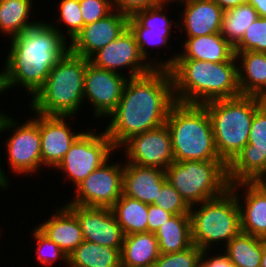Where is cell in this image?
<instances>
[{"mask_svg": "<svg viewBox=\"0 0 266 267\" xmlns=\"http://www.w3.org/2000/svg\"><path fill=\"white\" fill-rule=\"evenodd\" d=\"M175 103L169 69L154 68L142 76L128 78L104 132L118 150L132 136L164 125Z\"/></svg>", "mask_w": 266, "mask_h": 267, "instance_id": "6da1fadb", "label": "cell"}, {"mask_svg": "<svg viewBox=\"0 0 266 267\" xmlns=\"http://www.w3.org/2000/svg\"><path fill=\"white\" fill-rule=\"evenodd\" d=\"M57 28L40 20L10 38V51L0 70V94L20 85L33 97L44 85L50 70L69 51L64 32Z\"/></svg>", "mask_w": 266, "mask_h": 267, "instance_id": "7a4b0ae2", "label": "cell"}, {"mask_svg": "<svg viewBox=\"0 0 266 267\" xmlns=\"http://www.w3.org/2000/svg\"><path fill=\"white\" fill-rule=\"evenodd\" d=\"M234 55L228 62L176 60L169 68L176 102L204 105L241 95Z\"/></svg>", "mask_w": 266, "mask_h": 267, "instance_id": "3957f363", "label": "cell"}, {"mask_svg": "<svg viewBox=\"0 0 266 267\" xmlns=\"http://www.w3.org/2000/svg\"><path fill=\"white\" fill-rule=\"evenodd\" d=\"M87 59L68 51L50 70L44 85L29 102L31 111L44 115L74 116L84 102Z\"/></svg>", "mask_w": 266, "mask_h": 267, "instance_id": "277c9868", "label": "cell"}, {"mask_svg": "<svg viewBox=\"0 0 266 267\" xmlns=\"http://www.w3.org/2000/svg\"><path fill=\"white\" fill-rule=\"evenodd\" d=\"M166 125L171 133L175 161H222L203 105L176 102L169 111Z\"/></svg>", "mask_w": 266, "mask_h": 267, "instance_id": "5b68a950", "label": "cell"}, {"mask_svg": "<svg viewBox=\"0 0 266 267\" xmlns=\"http://www.w3.org/2000/svg\"><path fill=\"white\" fill-rule=\"evenodd\" d=\"M203 106L211 120L218 155L228 165L248 143L255 111L261 106L260 98L240 95Z\"/></svg>", "mask_w": 266, "mask_h": 267, "instance_id": "8992f818", "label": "cell"}, {"mask_svg": "<svg viewBox=\"0 0 266 267\" xmlns=\"http://www.w3.org/2000/svg\"><path fill=\"white\" fill-rule=\"evenodd\" d=\"M198 206V209L196 205L190 207L189 214L192 243L201 250L215 248V243L218 247L220 242L226 245L241 232L240 209L230 188Z\"/></svg>", "mask_w": 266, "mask_h": 267, "instance_id": "52a82bcc", "label": "cell"}, {"mask_svg": "<svg viewBox=\"0 0 266 267\" xmlns=\"http://www.w3.org/2000/svg\"><path fill=\"white\" fill-rule=\"evenodd\" d=\"M165 173L189 207L216 198L230 187L223 161H174Z\"/></svg>", "mask_w": 266, "mask_h": 267, "instance_id": "ba28073f", "label": "cell"}, {"mask_svg": "<svg viewBox=\"0 0 266 267\" xmlns=\"http://www.w3.org/2000/svg\"><path fill=\"white\" fill-rule=\"evenodd\" d=\"M33 114L35 115L34 118L19 125L14 118L7 116L2 111L0 112V134L5 133V131L9 132L10 129L14 130L4 145L7 148L11 172L19 173V175L37 173L38 169L40 170L42 167L39 114L36 112ZM2 169L0 166V189L4 190L5 188L6 190L10 182H8L9 178Z\"/></svg>", "mask_w": 266, "mask_h": 267, "instance_id": "9c48e42d", "label": "cell"}, {"mask_svg": "<svg viewBox=\"0 0 266 267\" xmlns=\"http://www.w3.org/2000/svg\"><path fill=\"white\" fill-rule=\"evenodd\" d=\"M115 150L105 132L96 133L92 129L89 132L83 131L56 169L65 173V178L72 181L76 188L91 172L107 160L110 161Z\"/></svg>", "mask_w": 266, "mask_h": 267, "instance_id": "30bf717a", "label": "cell"}, {"mask_svg": "<svg viewBox=\"0 0 266 267\" xmlns=\"http://www.w3.org/2000/svg\"><path fill=\"white\" fill-rule=\"evenodd\" d=\"M266 174V109L261 105L254 114L247 145L227 165L230 185L258 182Z\"/></svg>", "mask_w": 266, "mask_h": 267, "instance_id": "8fae6325", "label": "cell"}, {"mask_svg": "<svg viewBox=\"0 0 266 267\" xmlns=\"http://www.w3.org/2000/svg\"><path fill=\"white\" fill-rule=\"evenodd\" d=\"M111 163L107 160L79 183L67 204L111 208L122 195L124 170L123 163Z\"/></svg>", "mask_w": 266, "mask_h": 267, "instance_id": "7c38bea8", "label": "cell"}, {"mask_svg": "<svg viewBox=\"0 0 266 267\" xmlns=\"http://www.w3.org/2000/svg\"><path fill=\"white\" fill-rule=\"evenodd\" d=\"M152 60L146 61L141 55L134 34L129 28L89 59L93 65L116 73H120L118 70L122 68H128V78L142 76L154 68H159V62Z\"/></svg>", "mask_w": 266, "mask_h": 267, "instance_id": "4fadbf2b", "label": "cell"}, {"mask_svg": "<svg viewBox=\"0 0 266 267\" xmlns=\"http://www.w3.org/2000/svg\"><path fill=\"white\" fill-rule=\"evenodd\" d=\"M123 146L126 163L166 170L175 161L171 133L166 123L132 136Z\"/></svg>", "mask_w": 266, "mask_h": 267, "instance_id": "5bb4252c", "label": "cell"}, {"mask_svg": "<svg viewBox=\"0 0 266 267\" xmlns=\"http://www.w3.org/2000/svg\"><path fill=\"white\" fill-rule=\"evenodd\" d=\"M93 65L87 59L84 75V101L93 106L97 118H105L117 107L128 77ZM86 98V99H85Z\"/></svg>", "mask_w": 266, "mask_h": 267, "instance_id": "9a60e30c", "label": "cell"}, {"mask_svg": "<svg viewBox=\"0 0 266 267\" xmlns=\"http://www.w3.org/2000/svg\"><path fill=\"white\" fill-rule=\"evenodd\" d=\"M66 206L77 217L85 241L121 251L125 235L111 208L76 204H66Z\"/></svg>", "mask_w": 266, "mask_h": 267, "instance_id": "2e32d148", "label": "cell"}, {"mask_svg": "<svg viewBox=\"0 0 266 267\" xmlns=\"http://www.w3.org/2000/svg\"><path fill=\"white\" fill-rule=\"evenodd\" d=\"M171 1L164 0L157 6L139 10L129 17L128 28L134 34L140 53L146 61L151 59L147 51L149 45L158 47L167 46L170 43L168 39L170 40V31H172L174 21L163 13L166 11L163 9Z\"/></svg>", "mask_w": 266, "mask_h": 267, "instance_id": "e0dca14e", "label": "cell"}, {"mask_svg": "<svg viewBox=\"0 0 266 267\" xmlns=\"http://www.w3.org/2000/svg\"><path fill=\"white\" fill-rule=\"evenodd\" d=\"M129 17L113 10L105 18L84 26L69 44V51L89 60L128 28Z\"/></svg>", "mask_w": 266, "mask_h": 267, "instance_id": "ac0fdd59", "label": "cell"}, {"mask_svg": "<svg viewBox=\"0 0 266 267\" xmlns=\"http://www.w3.org/2000/svg\"><path fill=\"white\" fill-rule=\"evenodd\" d=\"M74 116L39 114L42 166L53 167L62 161L70 146L83 133L73 132L67 118ZM72 129V130H71Z\"/></svg>", "mask_w": 266, "mask_h": 267, "instance_id": "d6986e66", "label": "cell"}, {"mask_svg": "<svg viewBox=\"0 0 266 267\" xmlns=\"http://www.w3.org/2000/svg\"><path fill=\"white\" fill-rule=\"evenodd\" d=\"M229 188L239 205L241 232L266 239V188L259 182H238ZM243 188L244 199L238 195Z\"/></svg>", "mask_w": 266, "mask_h": 267, "instance_id": "ffe728a7", "label": "cell"}, {"mask_svg": "<svg viewBox=\"0 0 266 267\" xmlns=\"http://www.w3.org/2000/svg\"><path fill=\"white\" fill-rule=\"evenodd\" d=\"M178 4L184 5L181 12V21L174 26L186 37L206 36L213 33H220L224 10L213 0H177ZM181 22V24H180ZM184 28H183V27ZM185 30V31H183Z\"/></svg>", "mask_w": 266, "mask_h": 267, "instance_id": "44dd1931", "label": "cell"}, {"mask_svg": "<svg viewBox=\"0 0 266 267\" xmlns=\"http://www.w3.org/2000/svg\"><path fill=\"white\" fill-rule=\"evenodd\" d=\"M184 50L160 62L159 68L169 69L176 60H202L206 62H228L234 55V47L221 33L206 36L187 37L182 42Z\"/></svg>", "mask_w": 266, "mask_h": 267, "instance_id": "7402d4cb", "label": "cell"}, {"mask_svg": "<svg viewBox=\"0 0 266 267\" xmlns=\"http://www.w3.org/2000/svg\"><path fill=\"white\" fill-rule=\"evenodd\" d=\"M166 180L165 170L125 163L122 194L143 203L152 204Z\"/></svg>", "mask_w": 266, "mask_h": 267, "instance_id": "603a6c76", "label": "cell"}, {"mask_svg": "<svg viewBox=\"0 0 266 267\" xmlns=\"http://www.w3.org/2000/svg\"><path fill=\"white\" fill-rule=\"evenodd\" d=\"M56 211L39 224L38 228L69 256L84 241L81 226L75 214L66 205Z\"/></svg>", "mask_w": 266, "mask_h": 267, "instance_id": "cb8c5ba5", "label": "cell"}, {"mask_svg": "<svg viewBox=\"0 0 266 267\" xmlns=\"http://www.w3.org/2000/svg\"><path fill=\"white\" fill-rule=\"evenodd\" d=\"M234 53L238 64H242L241 67L238 65V85L241 95L260 97L266 94V53L254 51Z\"/></svg>", "mask_w": 266, "mask_h": 267, "instance_id": "d4e9b609", "label": "cell"}, {"mask_svg": "<svg viewBox=\"0 0 266 267\" xmlns=\"http://www.w3.org/2000/svg\"><path fill=\"white\" fill-rule=\"evenodd\" d=\"M160 254L155 233H133L124 236L121 267H153Z\"/></svg>", "mask_w": 266, "mask_h": 267, "instance_id": "484cf974", "label": "cell"}, {"mask_svg": "<svg viewBox=\"0 0 266 267\" xmlns=\"http://www.w3.org/2000/svg\"><path fill=\"white\" fill-rule=\"evenodd\" d=\"M161 254L181 252L193 245L190 214L173 215L156 231Z\"/></svg>", "mask_w": 266, "mask_h": 267, "instance_id": "4316f807", "label": "cell"}, {"mask_svg": "<svg viewBox=\"0 0 266 267\" xmlns=\"http://www.w3.org/2000/svg\"><path fill=\"white\" fill-rule=\"evenodd\" d=\"M69 267H121L120 250L83 241L67 256Z\"/></svg>", "mask_w": 266, "mask_h": 267, "instance_id": "83f0119b", "label": "cell"}, {"mask_svg": "<svg viewBox=\"0 0 266 267\" xmlns=\"http://www.w3.org/2000/svg\"><path fill=\"white\" fill-rule=\"evenodd\" d=\"M111 210L125 236L148 232V204L122 194Z\"/></svg>", "mask_w": 266, "mask_h": 267, "instance_id": "f1b7e54d", "label": "cell"}, {"mask_svg": "<svg viewBox=\"0 0 266 267\" xmlns=\"http://www.w3.org/2000/svg\"><path fill=\"white\" fill-rule=\"evenodd\" d=\"M223 246L233 267H260L263 238L240 232Z\"/></svg>", "mask_w": 266, "mask_h": 267, "instance_id": "f546056e", "label": "cell"}, {"mask_svg": "<svg viewBox=\"0 0 266 267\" xmlns=\"http://www.w3.org/2000/svg\"><path fill=\"white\" fill-rule=\"evenodd\" d=\"M32 0H0V32L11 38L36 25L29 21Z\"/></svg>", "mask_w": 266, "mask_h": 267, "instance_id": "4dcf8cb0", "label": "cell"}, {"mask_svg": "<svg viewBox=\"0 0 266 267\" xmlns=\"http://www.w3.org/2000/svg\"><path fill=\"white\" fill-rule=\"evenodd\" d=\"M257 17L258 13L248 2L224 11L220 33L234 47Z\"/></svg>", "mask_w": 266, "mask_h": 267, "instance_id": "1f68e13d", "label": "cell"}, {"mask_svg": "<svg viewBox=\"0 0 266 267\" xmlns=\"http://www.w3.org/2000/svg\"><path fill=\"white\" fill-rule=\"evenodd\" d=\"M246 51L266 53V18L258 16L234 46V52Z\"/></svg>", "mask_w": 266, "mask_h": 267, "instance_id": "d6a6232c", "label": "cell"}, {"mask_svg": "<svg viewBox=\"0 0 266 267\" xmlns=\"http://www.w3.org/2000/svg\"><path fill=\"white\" fill-rule=\"evenodd\" d=\"M58 6L60 16L58 20L64 22L68 27V31L64 34V38L66 39L70 37L69 40L71 42L84 27L79 0H61Z\"/></svg>", "mask_w": 266, "mask_h": 267, "instance_id": "836d02e7", "label": "cell"}, {"mask_svg": "<svg viewBox=\"0 0 266 267\" xmlns=\"http://www.w3.org/2000/svg\"><path fill=\"white\" fill-rule=\"evenodd\" d=\"M32 236L37 242V261L39 260V262L43 265H52L55 260L57 261L58 259H61L65 265L67 264V255L38 227L33 229Z\"/></svg>", "mask_w": 266, "mask_h": 267, "instance_id": "e575fe53", "label": "cell"}, {"mask_svg": "<svg viewBox=\"0 0 266 267\" xmlns=\"http://www.w3.org/2000/svg\"><path fill=\"white\" fill-rule=\"evenodd\" d=\"M152 205H156L173 215L189 214L190 212V207L167 180L162 184L161 190Z\"/></svg>", "mask_w": 266, "mask_h": 267, "instance_id": "d590c367", "label": "cell"}, {"mask_svg": "<svg viewBox=\"0 0 266 267\" xmlns=\"http://www.w3.org/2000/svg\"><path fill=\"white\" fill-rule=\"evenodd\" d=\"M201 252L193 244L181 252L160 254L153 267H200Z\"/></svg>", "mask_w": 266, "mask_h": 267, "instance_id": "8d00e7d4", "label": "cell"}, {"mask_svg": "<svg viewBox=\"0 0 266 267\" xmlns=\"http://www.w3.org/2000/svg\"><path fill=\"white\" fill-rule=\"evenodd\" d=\"M84 26L105 18L114 9L111 0H79Z\"/></svg>", "mask_w": 266, "mask_h": 267, "instance_id": "74e56055", "label": "cell"}, {"mask_svg": "<svg viewBox=\"0 0 266 267\" xmlns=\"http://www.w3.org/2000/svg\"><path fill=\"white\" fill-rule=\"evenodd\" d=\"M164 0H111L114 10H118L128 16L135 12L157 6Z\"/></svg>", "mask_w": 266, "mask_h": 267, "instance_id": "f35d334b", "label": "cell"}, {"mask_svg": "<svg viewBox=\"0 0 266 267\" xmlns=\"http://www.w3.org/2000/svg\"><path fill=\"white\" fill-rule=\"evenodd\" d=\"M172 216L173 214L163 210L162 208L148 204V232L155 233V231Z\"/></svg>", "mask_w": 266, "mask_h": 267, "instance_id": "ab89813d", "label": "cell"}, {"mask_svg": "<svg viewBox=\"0 0 266 267\" xmlns=\"http://www.w3.org/2000/svg\"><path fill=\"white\" fill-rule=\"evenodd\" d=\"M209 249L202 250L201 257H200V267H233V264L231 263L230 259L226 255V253L223 251H219L218 255H213V257L210 255L207 256V252ZM207 258V259H206Z\"/></svg>", "mask_w": 266, "mask_h": 267, "instance_id": "60d3db41", "label": "cell"}, {"mask_svg": "<svg viewBox=\"0 0 266 267\" xmlns=\"http://www.w3.org/2000/svg\"><path fill=\"white\" fill-rule=\"evenodd\" d=\"M216 2L224 11L237 7L238 5L244 4L247 0H213Z\"/></svg>", "mask_w": 266, "mask_h": 267, "instance_id": "b9f144b4", "label": "cell"}, {"mask_svg": "<svg viewBox=\"0 0 266 267\" xmlns=\"http://www.w3.org/2000/svg\"><path fill=\"white\" fill-rule=\"evenodd\" d=\"M247 2L256 10L259 17L266 18V0H247Z\"/></svg>", "mask_w": 266, "mask_h": 267, "instance_id": "7bdbcfd3", "label": "cell"}, {"mask_svg": "<svg viewBox=\"0 0 266 267\" xmlns=\"http://www.w3.org/2000/svg\"><path fill=\"white\" fill-rule=\"evenodd\" d=\"M260 267H266V239L263 238V252Z\"/></svg>", "mask_w": 266, "mask_h": 267, "instance_id": "ee69618b", "label": "cell"}, {"mask_svg": "<svg viewBox=\"0 0 266 267\" xmlns=\"http://www.w3.org/2000/svg\"><path fill=\"white\" fill-rule=\"evenodd\" d=\"M259 98L261 105L266 109V94L261 95Z\"/></svg>", "mask_w": 266, "mask_h": 267, "instance_id": "f6af8a7d", "label": "cell"}, {"mask_svg": "<svg viewBox=\"0 0 266 267\" xmlns=\"http://www.w3.org/2000/svg\"><path fill=\"white\" fill-rule=\"evenodd\" d=\"M258 182L266 188V174Z\"/></svg>", "mask_w": 266, "mask_h": 267, "instance_id": "bcb514c9", "label": "cell"}]
</instances>
